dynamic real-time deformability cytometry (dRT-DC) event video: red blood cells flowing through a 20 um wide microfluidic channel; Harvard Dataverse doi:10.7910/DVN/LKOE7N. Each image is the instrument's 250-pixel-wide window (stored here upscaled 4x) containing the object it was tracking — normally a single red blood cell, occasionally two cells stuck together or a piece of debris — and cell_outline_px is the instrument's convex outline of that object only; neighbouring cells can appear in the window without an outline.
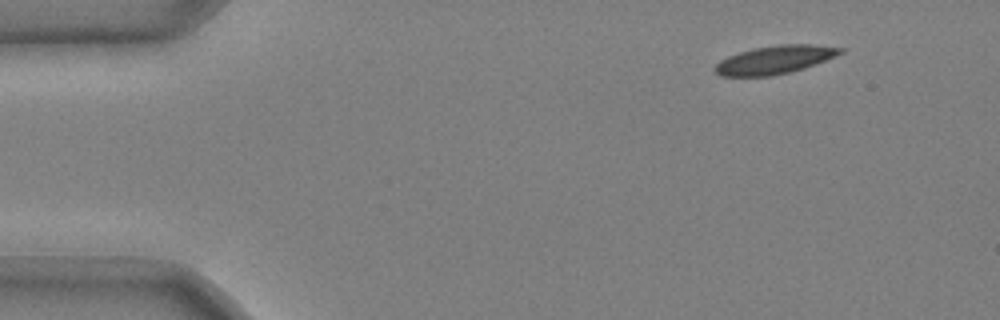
{"species": "common noctule bat (a hibernating species)", "species_latin": "Nyctalus noctula", "temperature_condition": "cold", "stored_images_in_passage": 12, "camera_frame_rate_fps": 3000, "um_per_image_px": 0.085, "animal": {"sex": "male", "body_mass_g": 20.4}, "frame": {"image": 1, "passage_image": 1, "time_ms": 0.0, "image_size_px": [1000, 320], "cell_outline_px": [[844, 52], [804, 68], [792, 72], [772, 76], [720, 76], [712, 68], [720, 60], [728, 56], [752, 48], [780, 44], [816, 44], [844, 48]], "centroid_in_image_um": [65.84, 5.08], "position_along_channel_um": 19.2, "area_um2": 20.69}}